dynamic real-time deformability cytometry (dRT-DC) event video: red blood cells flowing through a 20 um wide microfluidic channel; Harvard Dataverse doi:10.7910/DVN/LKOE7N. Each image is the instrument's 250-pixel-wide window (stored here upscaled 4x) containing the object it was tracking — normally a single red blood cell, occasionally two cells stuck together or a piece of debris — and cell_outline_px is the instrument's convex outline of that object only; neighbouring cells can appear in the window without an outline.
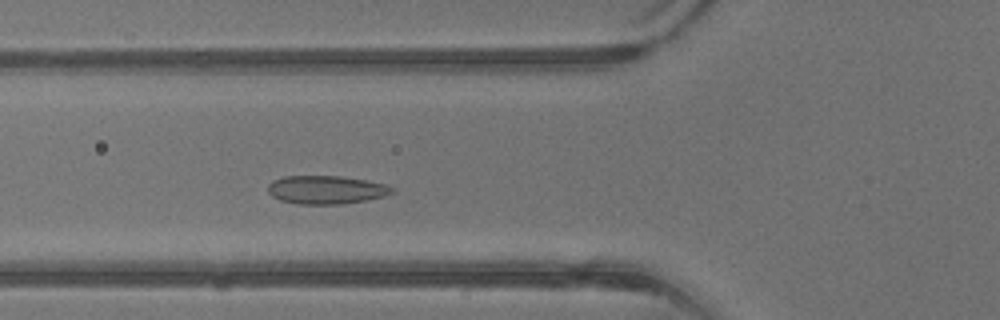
{"species": "common noctule bat (a hibernating species)", "species_latin": "Nyctalus noctula", "temperature_condition": "warm", "stored_images_in_passage": 29, "camera_frame_rate_fps": 3000, "um_per_image_px": 0.085, "animal": {"sex": "male", "body_mass_g": 13.3}, "frame": {"image": 1, "passage_image": 9, "time_ms": 2.667, "image_size_px": [1000, 320], "cell_outline_px": [[396, 192], [384, 196], [368, 200], [340, 204], [296, 204], [280, 200], [272, 196], [268, 192], [268, 184], [272, 180], [284, 176], [340, 176], [364, 180], [384, 184], [396, 188]], "centroid_in_image_um": [27.73, 16.13], "position_along_channel_um": 98.1, "area_um2": 20.63}}
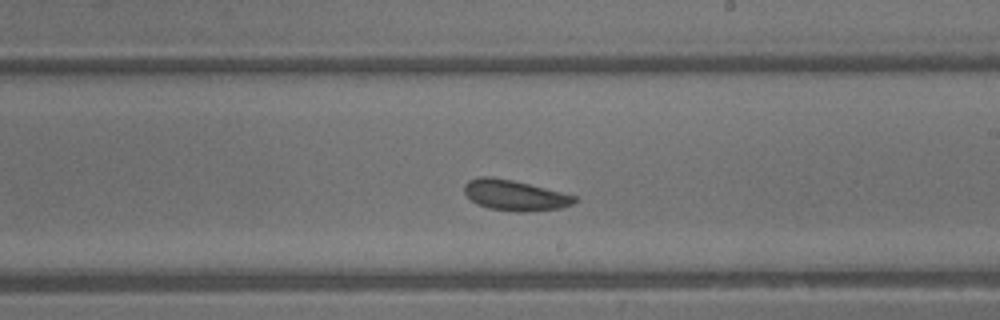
{"frame": {"image": 2, "passage_image": 18, "time_ms": 5.667, "image_size_px": [1000, 320], "cell_outline_px": [[580, 200], [572, 204], [560, 208], [524, 212], [516, 212], [488, 208], [476, 204], [464, 192], [464, 184], [468, 180], [480, 176], [492, 176], [512, 180], [576, 196]], "centroid_in_image_um": [43.73, 16.6], "position_along_channel_um": 245.3, "area_um2": 19.59}}
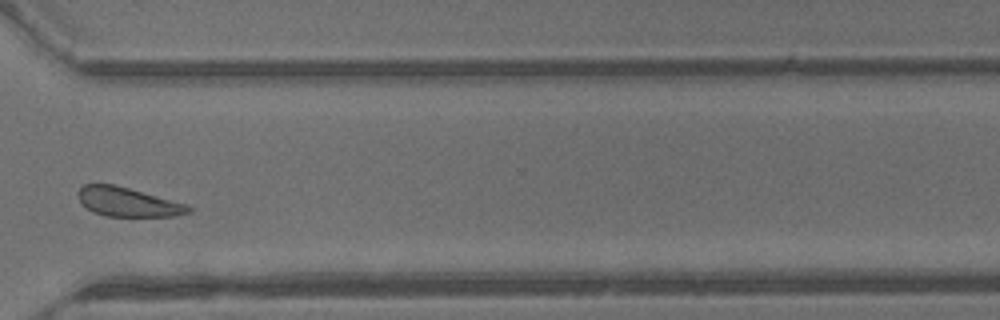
{"frame": {"image": 3, "passage_image": 25, "time_ms": 8.0, "image_size_px": [1000, 320], "cell_outline_px": [[192, 212], [172, 216], [104, 216], [92, 212], [76, 196], [76, 192], [84, 184], [116, 184], [184, 204], [192, 208]], "centroid_in_image_um": [10.81, 17.16], "position_along_channel_um": 359.8, "area_um2": 18.55}, "authors_computed_cell_mechanics": {"area_um2": 19.652, "velocity_mm_per_s": 4.9091, "shape_relaxation_time_tau1_ms": null, "shape_relaxation_time_tau2_ms": 4.1736, "deformation_change_tau1": null, "deformation_change_tau2": 0.0975}}